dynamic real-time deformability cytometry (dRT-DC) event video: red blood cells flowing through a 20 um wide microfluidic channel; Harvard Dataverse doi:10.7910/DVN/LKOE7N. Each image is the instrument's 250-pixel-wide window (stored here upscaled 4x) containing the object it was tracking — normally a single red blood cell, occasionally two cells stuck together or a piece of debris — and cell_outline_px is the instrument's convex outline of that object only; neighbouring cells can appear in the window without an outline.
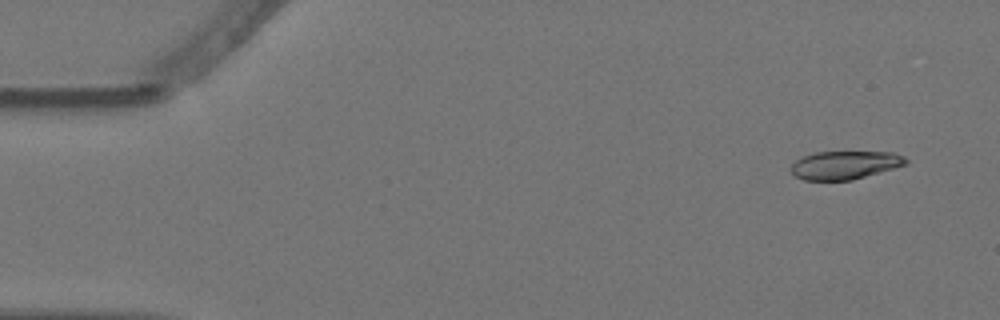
{"species": "Egyptian fruit bat (a non-hibernating species)", "species_latin": "Rousettus aegyptiacus", "temperature_condition": "warm", "stored_images_in_passage": 4, "camera_frame_rate_fps": 3000, "um_per_image_px": 0.085, "animal": {"sex": "female"}, "frame": {"image": 1, "passage_image": 1, "time_ms": 0.0, "image_size_px": [1000, 320], "cell_outline_px": [[908, 164], [852, 180], [804, 180], [796, 176], [792, 172], [792, 164], [796, 160], [804, 156], [816, 152], [892, 152], [904, 156], [908, 160]], "centroid_in_image_um": [71.85, 14.03], "position_along_channel_um": 13.2, "area_um2": 18.79}}
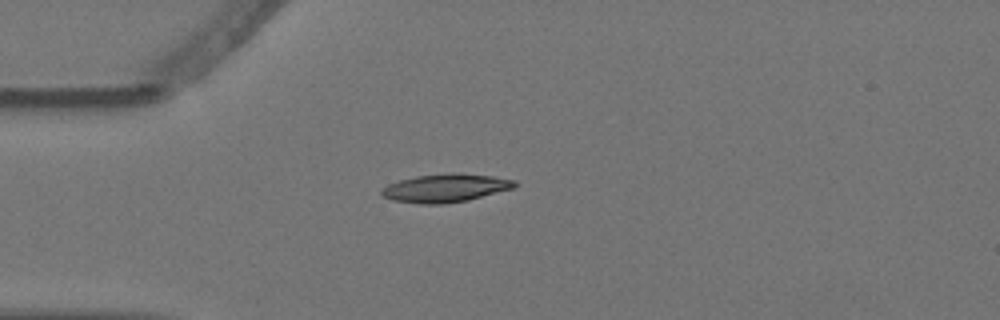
{"frame": {"image": 2, "passage_image": 4, "time_ms": 1.0, "image_size_px": [1000, 320], "cell_outline_px": [[520, 184], [516, 188], [468, 200], [444, 204], [420, 204], [392, 200], [384, 196], [380, 192], [388, 184], [400, 180], [416, 176], [452, 172], [460, 172], [492, 176], [516, 180]], "centroid_in_image_um": [37.94, 15.97], "position_along_channel_um": 47.1, "area_um2": 22.2}}